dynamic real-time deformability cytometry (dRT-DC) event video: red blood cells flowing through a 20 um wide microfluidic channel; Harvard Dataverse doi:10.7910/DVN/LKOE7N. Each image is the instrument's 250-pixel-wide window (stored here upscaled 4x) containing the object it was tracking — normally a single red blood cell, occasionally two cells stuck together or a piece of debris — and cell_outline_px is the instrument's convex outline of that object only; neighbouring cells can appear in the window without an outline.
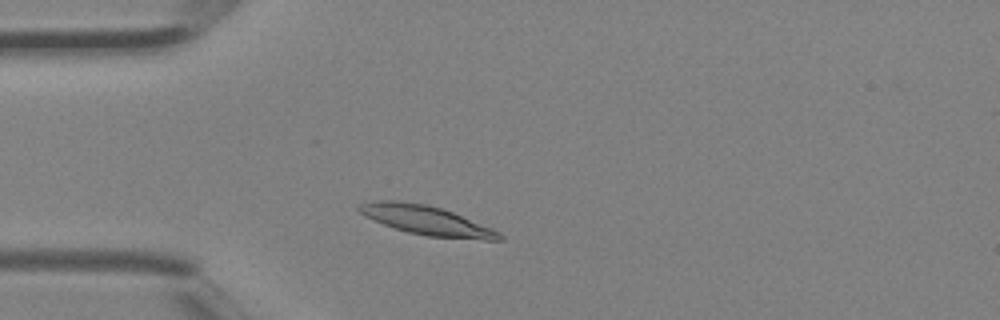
{"species": "Egyptian fruit bat (a non-hibernating species)", "species_latin": "Rousettus aegyptiacus", "temperature_condition": "room temperature", "stored_images_in_passage": 4, "camera_frame_rate_fps": 3000, "um_per_image_px": 0.085, "animal": {"sex": "female"}, "frame": {"image": 1, "passage_image": 4, "time_ms": 1.0, "image_size_px": [1000, 320], "cell_outline_px": [[504, 240], [484, 240], [428, 236], [408, 232], [384, 224], [364, 216], [356, 208], [360, 204], [376, 200], [396, 200], [428, 204], [452, 212], [492, 228], [500, 232], [504, 236]], "centroid_in_image_um": [36.27, 18.73], "position_along_channel_um": 48.7, "area_um2": 23.76}}